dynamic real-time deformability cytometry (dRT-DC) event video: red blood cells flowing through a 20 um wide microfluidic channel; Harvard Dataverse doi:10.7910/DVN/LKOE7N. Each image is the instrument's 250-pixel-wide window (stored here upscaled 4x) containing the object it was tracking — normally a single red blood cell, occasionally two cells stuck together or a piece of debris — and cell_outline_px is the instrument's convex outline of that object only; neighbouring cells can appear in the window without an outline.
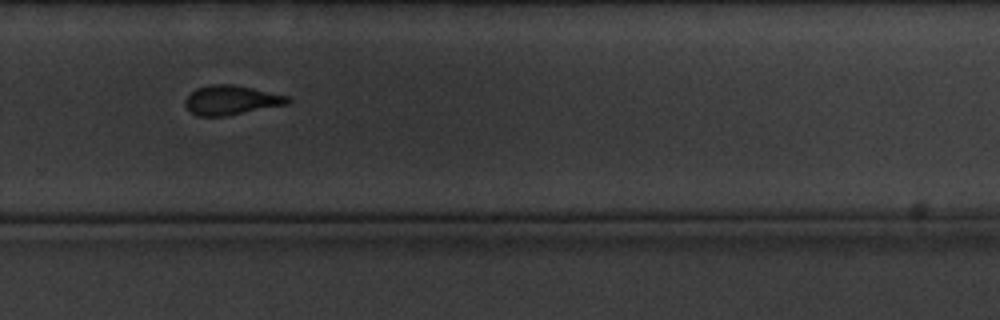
{"species": "common noctule bat (a hibernating species)", "species_latin": "Nyctalus noctula", "temperature_condition": "cold", "stored_images_in_passage": 16, "camera_frame_rate_fps": 3000, "um_per_image_px": 0.085, "animal": {"sex": "male", "body_mass_g": 20.1, "forearm_length_mm": 53.5}, "frame": {"image": 1, "passage_image": 12, "time_ms": 13.667, "image_size_px": [1000, 320], "cell_outline_px": [[292, 100], [288, 104], [224, 116], [196, 116], [184, 104], [184, 100], [196, 88], [212, 84], [232, 84], [252, 88], [288, 96]], "centroid_in_image_um": [19.65, 8.51], "position_along_channel_um": 310.2, "area_um2": 17.4}, "authors_computed_cell_mechanics": {"area_um2": 17.629, "velocity_mm_per_s": 3.2939, "shape_relaxation_time_tau1_ms": 1.8222, "shape_relaxation_time_tau2_ms": null, "deformation_change_tau1": 0.0626, "deformation_change_tau2": null}}